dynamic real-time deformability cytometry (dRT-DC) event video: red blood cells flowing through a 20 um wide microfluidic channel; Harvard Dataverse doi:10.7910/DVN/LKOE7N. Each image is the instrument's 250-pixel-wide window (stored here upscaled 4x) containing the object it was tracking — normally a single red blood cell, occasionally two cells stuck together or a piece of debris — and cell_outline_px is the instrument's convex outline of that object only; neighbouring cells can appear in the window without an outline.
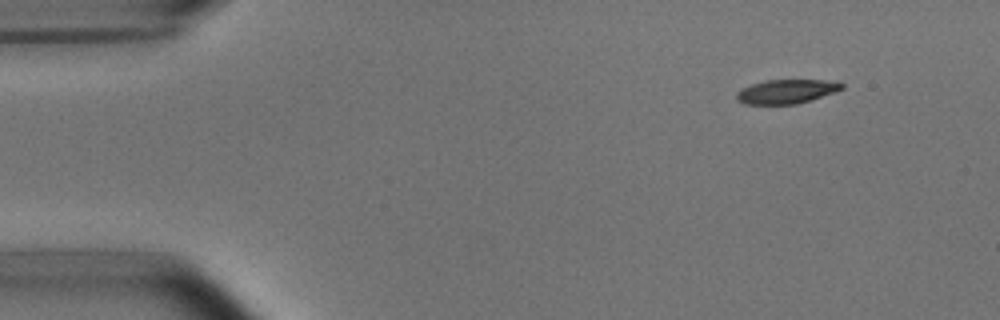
{"species": "common noctule bat (a hibernating species)", "species_latin": "Nyctalus noctula", "temperature_condition": "room temperature", "stored_images_in_passage": 5, "camera_frame_rate_fps": 3000, "um_per_image_px": 0.085, "animal": {"sex": "male", "body_mass_g": 15.6}, "frame": {"image": 1, "passage_image": 2, "time_ms": 1.0, "image_size_px": [1000, 320], "cell_outline_px": [[844, 88], [836, 92], [796, 104], [744, 104], [736, 100], [736, 92], [740, 88], [752, 84], [768, 80], [840, 80], [844, 84]], "centroid_in_image_um": [66.87, 7.77], "position_along_channel_um": 18.1, "area_um2": 14.97}}